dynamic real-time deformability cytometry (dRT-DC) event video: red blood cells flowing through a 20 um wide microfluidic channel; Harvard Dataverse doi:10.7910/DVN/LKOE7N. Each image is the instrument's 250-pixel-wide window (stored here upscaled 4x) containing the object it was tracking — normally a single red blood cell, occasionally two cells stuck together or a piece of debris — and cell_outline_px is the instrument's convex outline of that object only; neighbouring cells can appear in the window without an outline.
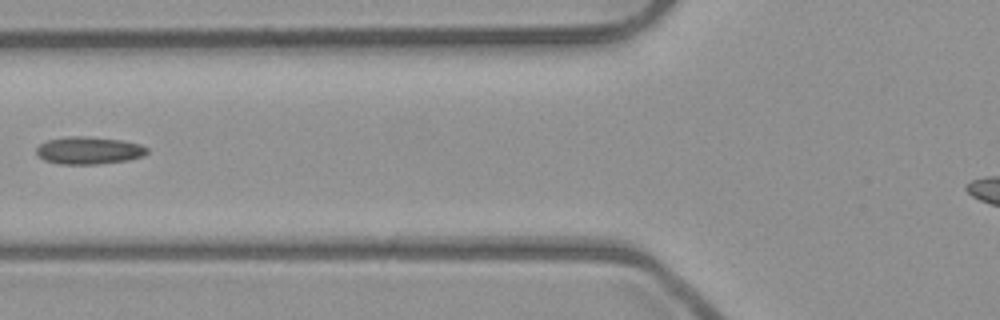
{"species": "common noctule bat (a hibernating species)", "species_latin": "Nyctalus noctula", "temperature_condition": "room temperature", "stored_images_in_passage": 3, "camera_frame_rate_fps": 3000, "um_per_image_px": 0.085, "animal": {"sex": "male", "body_mass_g": 23.1, "forearm_length_mm": 52.7}, "frame": {"image": 1, "passage_image": 2, "time_ms": 0.333, "image_size_px": [1000, 320], "cell_outline_px": [[148, 152], [144, 156], [128, 160], [96, 164], [60, 164], [44, 160], [36, 152], [36, 148], [40, 144], [48, 140], [68, 136], [84, 136], [124, 140], [140, 144], [148, 148]], "centroid_in_image_um": [7.58, 12.78], "position_along_channel_um": 118.2, "area_um2": 17.74}}
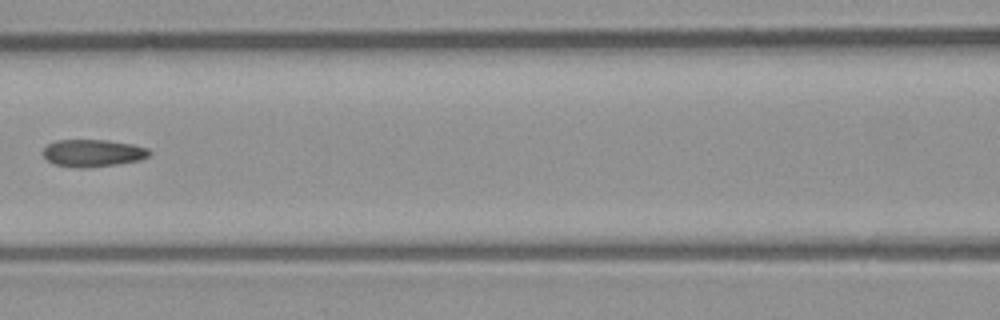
{"frame": {"image": 2, "passage_image": 3, "time_ms": 0.667, "image_size_px": [1000, 320], "cell_outline_px": [[152, 152], [148, 156], [140, 160], [116, 164], [88, 168], [76, 168], [52, 164], [40, 152], [48, 144], [56, 140], [104, 140], [132, 144], [148, 148]], "centroid_in_image_um": [7.86, 13.02], "position_along_channel_um": 158.7, "area_um2": 17.05}}